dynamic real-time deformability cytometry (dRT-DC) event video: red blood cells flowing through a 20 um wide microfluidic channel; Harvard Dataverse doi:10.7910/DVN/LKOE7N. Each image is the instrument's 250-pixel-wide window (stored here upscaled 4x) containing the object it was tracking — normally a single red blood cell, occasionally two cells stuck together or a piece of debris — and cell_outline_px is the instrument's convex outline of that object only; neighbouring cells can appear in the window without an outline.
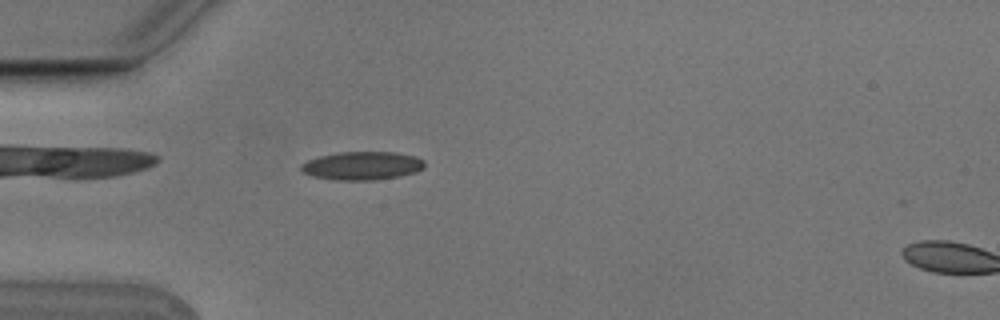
{"species": "Egyptian fruit bat (a non-hibernating species)", "species_latin": "Rousettus aegyptiacus", "temperature_condition": "cold", "stored_images_in_passage": 3, "segment_of_instrument_passage": [1, 2], "camera_frame_rate_fps": 3000, "um_per_image_px": 0.085, "animal": {"sex": "male"}, "frame": {"image": 1, "passage_image": 2, "time_ms": 0.333, "image_size_px": [1000, 320], "cell_outline_px": [[424, 168], [416, 172], [400, 176], [376, 180], [332, 180], [312, 176], [304, 172], [300, 168], [300, 164], [308, 160], [320, 156], [340, 152], [396, 152], [416, 156], [424, 160]], "centroid_in_image_um": [30.8, 14.09], "position_along_channel_um": 54.2, "area_um2": 20.52}}